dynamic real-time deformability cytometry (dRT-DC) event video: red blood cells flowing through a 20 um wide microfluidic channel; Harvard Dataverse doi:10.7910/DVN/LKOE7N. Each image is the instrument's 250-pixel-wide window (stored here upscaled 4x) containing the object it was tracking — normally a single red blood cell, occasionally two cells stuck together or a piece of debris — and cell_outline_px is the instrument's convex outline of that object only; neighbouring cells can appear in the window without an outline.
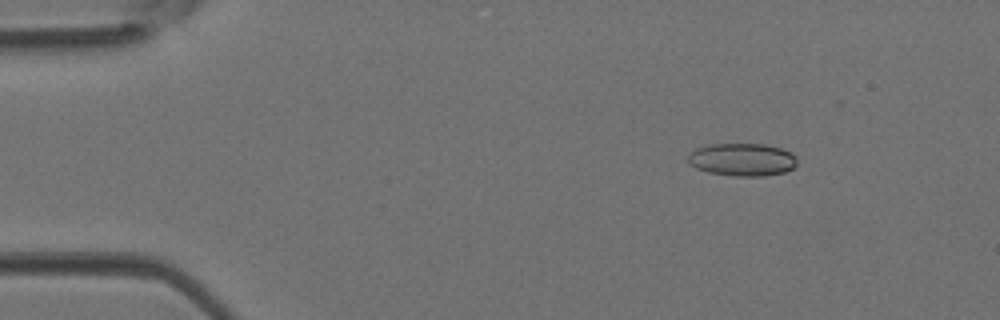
{"species": "Egyptian fruit bat (a non-hibernating species)", "species_latin": "Rousettus aegyptiacus", "temperature_condition": "room temperature", "stored_images_in_passage": 12, "camera_frame_rate_fps": 3000, "um_per_image_px": 0.085, "animal": {"sex": "female"}, "frame": {"image": 1, "passage_image": 6, "time_ms": 1.667, "image_size_px": [1000, 320], "cell_outline_px": [[796, 164], [792, 168], [784, 172], [764, 176], [736, 176], [708, 172], [696, 168], [688, 160], [688, 156], [696, 148], [712, 144], [764, 144], [780, 148], [792, 152], [796, 156]], "centroid_in_image_um": [63.12, 13.56], "position_along_channel_um": 21.9, "area_um2": 20.69}}